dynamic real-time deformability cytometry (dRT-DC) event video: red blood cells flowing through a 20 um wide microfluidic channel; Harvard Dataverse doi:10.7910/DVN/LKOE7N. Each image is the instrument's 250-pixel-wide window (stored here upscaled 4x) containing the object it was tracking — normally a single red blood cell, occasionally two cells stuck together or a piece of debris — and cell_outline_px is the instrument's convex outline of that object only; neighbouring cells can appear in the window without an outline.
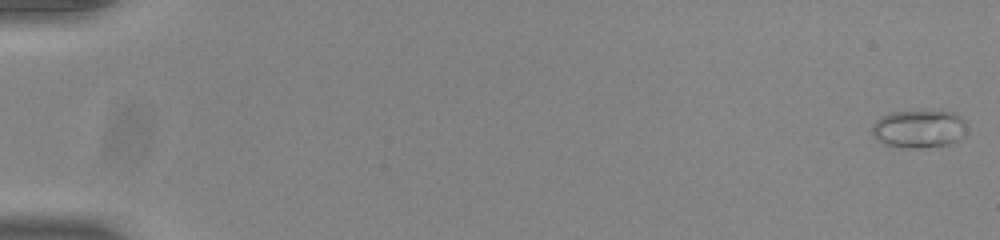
{"species": "common noctule bat (a hibernating species)", "species_latin": "Nyctalus noctula", "temperature_condition": "room temperature", "stored_images_in_passage": 54, "camera_frame_rate_fps": 3000, "um_per_image_px": 0.085, "animal": {"sex": "male", "body_mass_g": 20.0, "forearm_length_mm": 53.3}, "frame": {"image": 1, "passage_image": 1, "time_ms": 0.0, "image_size_px": [1000, 240], "cell_outline_px": [[964, 136], [948, 144], [916, 148], [912, 148], [884, 144], [872, 132], [872, 124], [880, 116], [892, 112], [956, 112], [964, 120]], "centroid_in_image_um": [78.1, 10.95], "position_along_channel_um": 6.9, "area_um2": 20.4}}
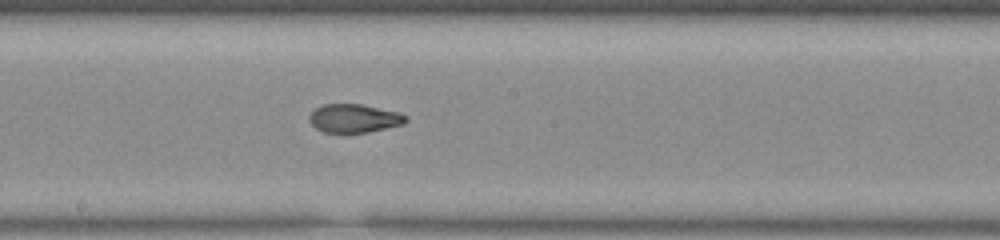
{"frame": {"image": 2, "passage_image": 31, "time_ms": 10.0, "image_size_px": [1000, 240], "cell_outline_px": [[408, 120], [404, 124], [368, 132], [324, 132], [316, 128], [308, 120], [308, 116], [316, 108], [324, 104], [360, 104], [400, 112], [408, 116]], "centroid_in_image_um": [30.13, 10.05], "position_along_channel_um": 218.1, "area_um2": 16.01}}
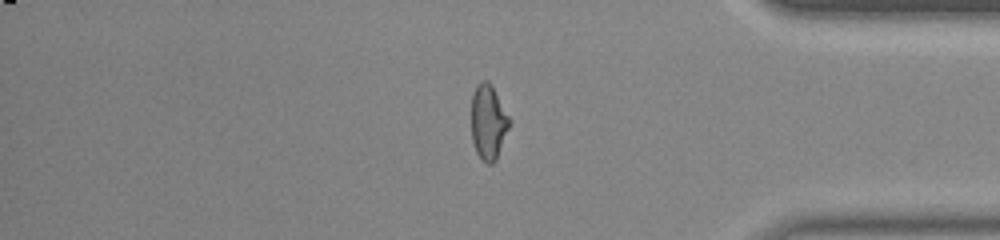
{"frame": {"image": 3, "passage_image": 46, "time_ms": 15.0, "image_size_px": [1000, 240], "cell_outline_px": [[512, 124], [496, 160], [492, 164], [488, 164], [476, 152], [472, 140], [472, 92], [476, 84], [480, 80], [488, 80], [492, 84], [512, 120]], "centroid_in_image_um": [41.54, 10.33], "position_along_channel_um": 393.7, "area_um2": 17.11}, "authors_computed_cell_mechanics": {"area_um2": 17.051, "velocity_mm_per_s": 3.9051, "shape_relaxation_time_tau1_ms": 7.8331, "shape_relaxation_time_tau2_ms": 1.052, "deformation_change_tau1": 0.2739, "deformation_change_tau2": 0.0578}}